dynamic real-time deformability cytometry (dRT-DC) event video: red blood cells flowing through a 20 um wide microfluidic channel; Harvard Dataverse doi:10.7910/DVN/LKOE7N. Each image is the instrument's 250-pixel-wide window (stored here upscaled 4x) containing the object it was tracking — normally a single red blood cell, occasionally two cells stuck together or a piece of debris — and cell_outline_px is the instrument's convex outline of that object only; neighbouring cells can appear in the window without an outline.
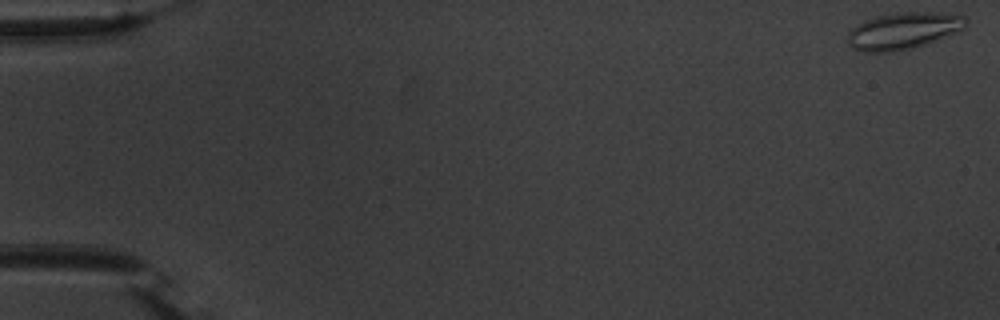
{"species": "common noctule bat (a hibernating species)", "species_latin": "Nyctalus noctula", "temperature_condition": "warm", "stored_images_in_passage": 18, "camera_frame_rate_fps": 3000, "um_per_image_px": 0.085, "animal": {"sex": "male", "body_mass_g": 20.1, "forearm_length_mm": 53.5}, "frame": {"image": 1, "passage_image": 1, "time_ms": 0.0, "image_size_px": [1000, 320], "cell_outline_px": [[968, 24], [960, 32], [912, 48], [892, 52], [864, 52], [852, 48], [848, 44], [848, 32], [856, 24], [864, 20], [880, 16], [900, 12], [940, 12], [964, 16], [968, 20]], "centroid_in_image_um": [76.81, 2.62], "position_along_channel_um": 8.2, "area_um2": 25.49}}
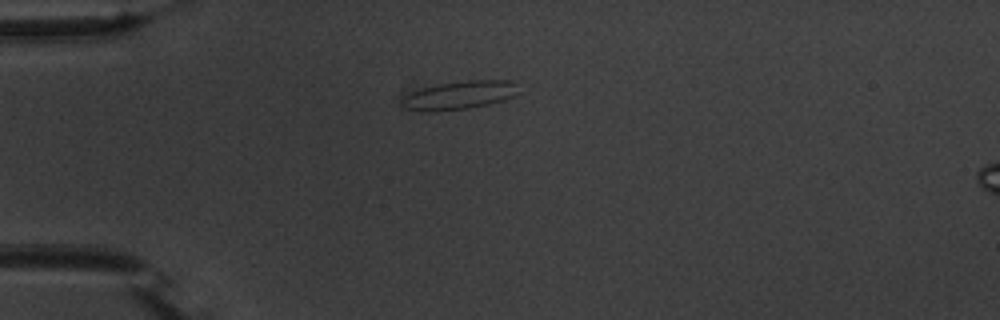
{"frame": {"image": 2, "passage_image": 15, "time_ms": 4.667, "image_size_px": [1000, 320], "cell_outline_px": [[520, 92], [504, 100], [488, 104], [468, 108], [428, 112], [424, 112], [408, 108], [400, 104], [400, 100], [404, 96], [420, 88], [440, 84], [468, 80], [512, 80], [516, 84]], "centroid_in_image_um": [39.06, 8.09], "position_along_channel_um": 45.9, "area_um2": 19.25}}